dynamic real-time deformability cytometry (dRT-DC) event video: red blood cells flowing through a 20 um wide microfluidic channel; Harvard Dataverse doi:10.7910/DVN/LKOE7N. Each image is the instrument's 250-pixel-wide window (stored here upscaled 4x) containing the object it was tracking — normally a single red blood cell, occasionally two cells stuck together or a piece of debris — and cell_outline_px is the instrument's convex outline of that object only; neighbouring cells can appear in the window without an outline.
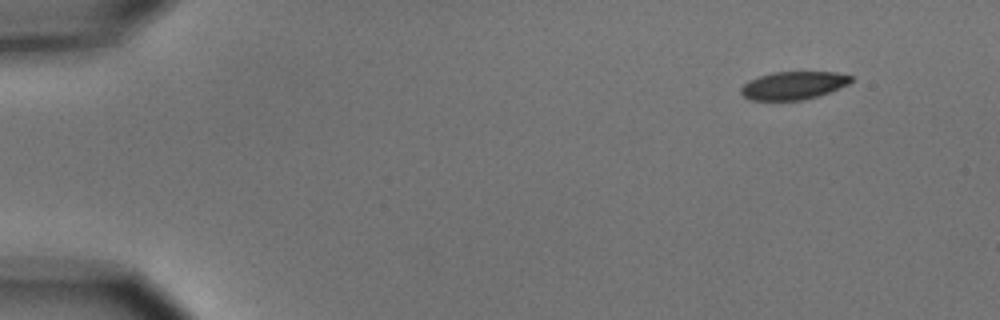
{"species": "common noctule bat (a hibernating species)", "species_latin": "Nyctalus noctula", "temperature_condition": "cold", "stored_images_in_passage": 4, "camera_frame_rate_fps": 3000, "um_per_image_px": 0.085, "animal": {"sex": "male", "body_mass_g": 15.6}, "frame": {"image": 1, "passage_image": 1, "time_ms": 0.0, "image_size_px": [1000, 320], "cell_outline_px": [[852, 80], [848, 84], [828, 92], [804, 100], [752, 100], [744, 96], [740, 92], [740, 88], [748, 80], [772, 72], [836, 72], [852, 76]], "centroid_in_image_um": [67.41, 7.26], "position_along_channel_um": 17.6, "area_um2": 17.8}}
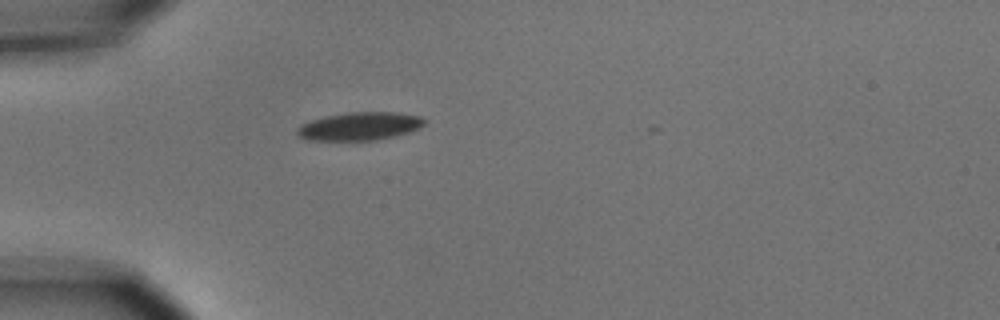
{"frame": {"image": 2, "passage_image": 4, "time_ms": 3.667, "image_size_px": [1000, 320], "cell_outline_px": [[424, 124], [420, 128], [408, 132], [376, 140], [308, 140], [300, 136], [296, 132], [296, 128], [300, 124], [324, 116], [348, 112], [396, 112], [420, 116], [424, 120]], "centroid_in_image_um": [30.54, 10.72], "position_along_channel_um": 54.5, "area_um2": 20.75}}